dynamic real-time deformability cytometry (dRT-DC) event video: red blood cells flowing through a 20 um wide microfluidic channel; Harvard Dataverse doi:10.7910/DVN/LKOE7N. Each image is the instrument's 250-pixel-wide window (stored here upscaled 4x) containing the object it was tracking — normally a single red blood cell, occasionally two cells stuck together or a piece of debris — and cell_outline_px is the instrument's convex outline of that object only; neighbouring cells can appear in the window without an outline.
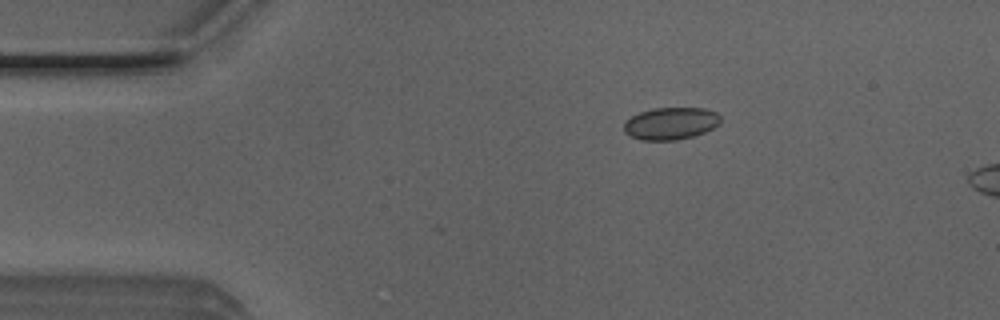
{"species": "Egyptian fruit bat (a non-hibernating species)", "species_latin": "Rousettus aegyptiacus", "temperature_condition": "room temperature", "stored_images_in_passage": 36, "camera_frame_rate_fps": 3000, "um_per_image_px": 0.085, "animal": {"sex": "male"}, "frame": {"image": 1, "passage_image": 2, "time_ms": 0.333, "image_size_px": [1000, 320], "cell_outline_px": [[720, 124], [704, 132], [692, 136], [676, 140], [640, 140], [624, 132], [624, 124], [632, 116], [640, 112], [652, 108], [704, 108], [716, 112], [720, 116]], "centroid_in_image_um": [57.02, 10.49], "position_along_channel_um": 28.0, "area_um2": 18.03}}
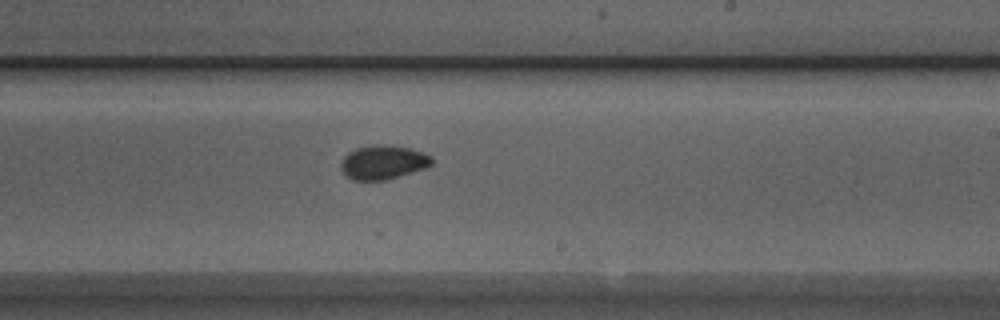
{"frame": {"image": 2, "passage_image": 23, "time_ms": 7.333, "image_size_px": [1000, 320], "cell_outline_px": [[432, 164], [424, 168], [388, 180], [352, 180], [340, 168], [340, 164], [344, 156], [348, 152], [356, 148], [372, 144], [380, 144], [408, 148], [424, 152], [432, 156]], "centroid_in_image_um": [32.55, 13.79], "position_along_channel_um": 256.4, "area_um2": 18.03}}
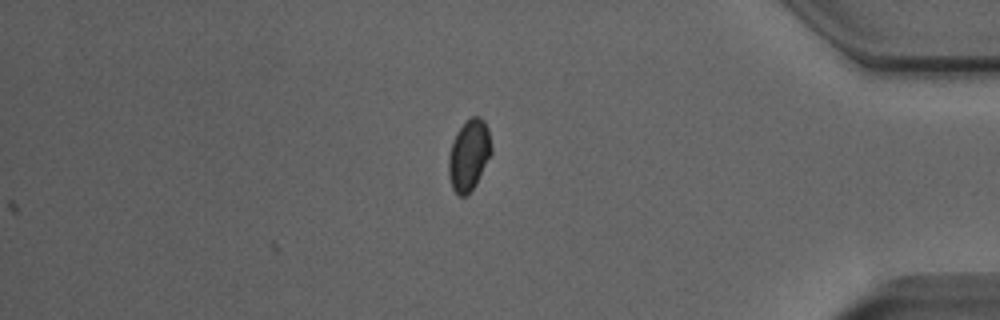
{"frame": {"image": 3, "passage_image": 36, "time_ms": 11.667, "image_size_px": [1000, 320], "cell_outline_px": [[492, 152], [476, 184], [464, 196], [460, 196], [452, 188], [448, 176], [448, 156], [452, 140], [456, 132], [472, 116], [480, 116], [484, 120], [488, 128], [492, 144]], "centroid_in_image_um": [39.86, 13.16], "position_along_channel_um": 395.3, "area_um2": 17.74}, "authors_computed_cell_mechanics": {"area_um2": 17.8891, "velocity_mm_per_s": 4.0134, "shape_relaxation_time_tau1_ms": 2.9418, "shape_relaxation_time_tau2_ms": 1.6951, "deformation_change_tau1": 0.0428, "deformation_change_tau2": 0.0354}}